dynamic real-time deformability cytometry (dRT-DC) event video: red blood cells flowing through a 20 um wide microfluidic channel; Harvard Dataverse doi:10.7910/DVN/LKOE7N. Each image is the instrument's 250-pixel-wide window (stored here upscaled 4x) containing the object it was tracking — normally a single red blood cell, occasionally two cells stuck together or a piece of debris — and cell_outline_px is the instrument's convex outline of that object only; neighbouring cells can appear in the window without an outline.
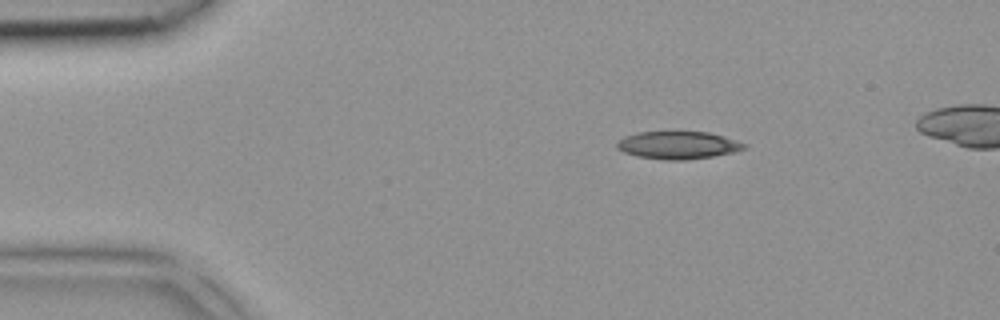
{"species": "common noctule bat (a hibernating species)", "species_latin": "Nyctalus noctula", "temperature_condition": "room temperature", "stored_images_in_passage": 3, "camera_frame_rate_fps": 3000, "um_per_image_px": 0.085, "animal": {"sex": "female", "body_mass_g": 18.4}, "frame": {"image": 1, "passage_image": 1, "time_ms": 0.0, "image_size_px": [1000, 320], "cell_outline_px": [[748, 148], [736, 152], [712, 156], [684, 160], [664, 160], [636, 156], [624, 152], [616, 148], [616, 140], [624, 136], [636, 132], [708, 132], [724, 136], [748, 144]], "centroid_in_image_um": [57.63, 12.34], "position_along_channel_um": 27.4, "area_um2": 20.75}}